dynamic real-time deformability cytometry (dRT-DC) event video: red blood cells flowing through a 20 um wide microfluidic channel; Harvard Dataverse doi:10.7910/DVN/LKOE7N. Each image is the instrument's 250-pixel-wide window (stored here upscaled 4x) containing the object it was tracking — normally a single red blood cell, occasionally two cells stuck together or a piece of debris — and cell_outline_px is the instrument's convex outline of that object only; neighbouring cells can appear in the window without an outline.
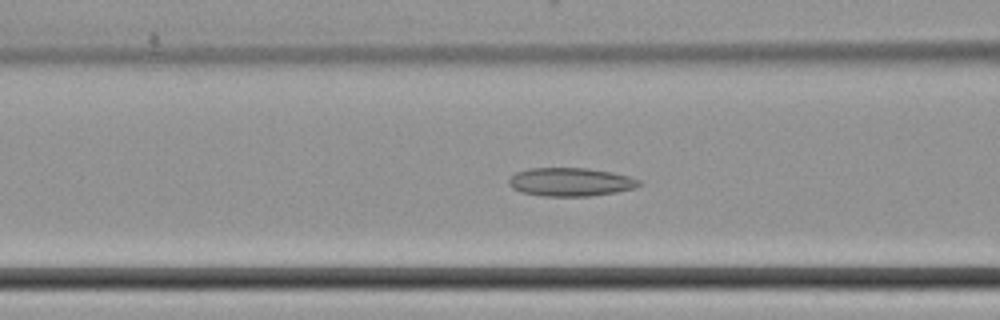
{"species": "common noctule bat (a hibernating species)", "species_latin": "Nyctalus noctula", "temperature_condition": "cold", "stored_images_in_passage": 52, "camera_frame_rate_fps": 3000, "um_per_image_px": 0.085, "animal": {"sex": "female", "body_mass_g": 22.7, "forearm_length_mm": 54.2}, "frame": {"image": 1, "passage_image": 22, "time_ms": 7.0, "image_size_px": [1000, 320], "cell_outline_px": [[644, 184], [636, 188], [616, 192], [588, 196], [544, 196], [520, 192], [512, 188], [508, 184], [508, 180], [516, 172], [528, 168], [588, 168], [612, 172], [628, 176], [640, 180]], "centroid_in_image_um": [48.51, 15.46], "position_along_channel_um": 118.1, "area_um2": 21.73}}
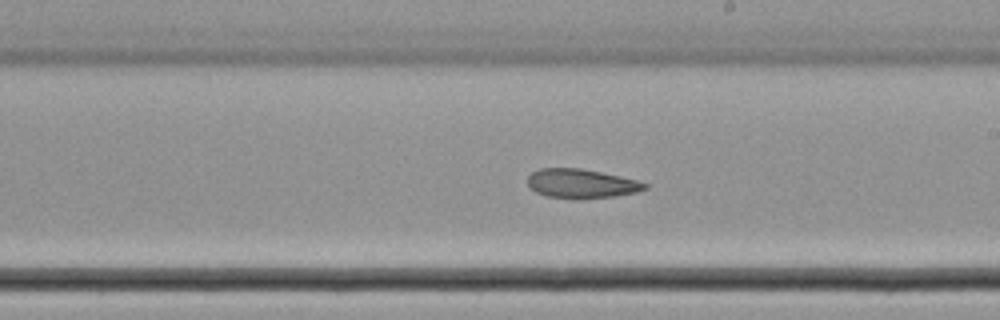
{"frame": {"image": 2, "passage_image": 31, "time_ms": 10.0, "image_size_px": [1000, 320], "cell_outline_px": [[648, 188], [636, 192], [612, 196], [548, 196], [536, 192], [528, 184], [528, 176], [532, 172], [540, 168], [580, 168], [620, 176], [636, 180], [648, 184]], "centroid_in_image_um": [49.42, 15.55], "position_along_channel_um": 239.6, "area_um2": 18.96}}
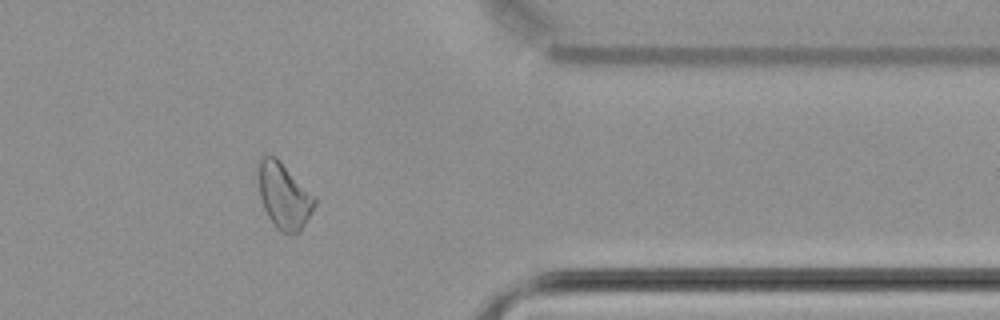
{"frame": {"image": 3, "passage_image": 43, "time_ms": 14.0, "image_size_px": [1000, 320], "cell_outline_px": [[316, 204], [312, 212], [300, 232], [280, 232], [276, 228], [268, 216], [264, 208], [260, 196], [256, 172], [256, 160], [264, 152], [268, 152], [276, 156], [280, 160], [316, 200]], "centroid_in_image_um": [24.05, 16.56], "position_along_channel_um": 387.4, "area_um2": 21.85}}